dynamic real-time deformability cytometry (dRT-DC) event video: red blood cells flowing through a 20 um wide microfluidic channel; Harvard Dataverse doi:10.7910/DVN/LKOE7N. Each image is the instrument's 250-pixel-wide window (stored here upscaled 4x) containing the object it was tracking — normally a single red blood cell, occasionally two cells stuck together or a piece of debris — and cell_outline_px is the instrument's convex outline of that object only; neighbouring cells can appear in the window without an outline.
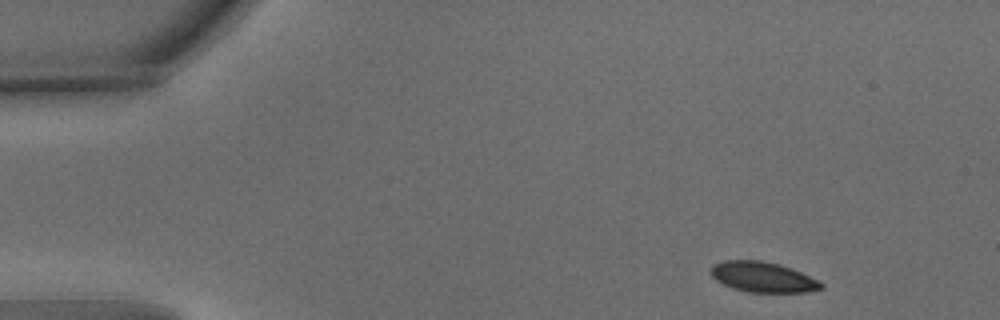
{"species": "common noctule bat (a hibernating species)", "species_latin": "Nyctalus noctula", "temperature_condition": "warm", "stored_images_in_passage": 49, "camera_frame_rate_fps": 3000, "um_per_image_px": 0.085, "animal": {"sex": "male", "body_mass_g": 15.6}, "frame": {"image": 1, "passage_image": 1, "time_ms": 0.0, "image_size_px": [1000, 320], "cell_outline_px": [[824, 288], [808, 292], [748, 292], [732, 288], [716, 280], [712, 276], [712, 268], [716, 264], [724, 260], [760, 260], [792, 268], [824, 284]], "centroid_in_image_um": [64.86, 23.56], "position_along_channel_um": 20.1, "area_um2": 19.19}}
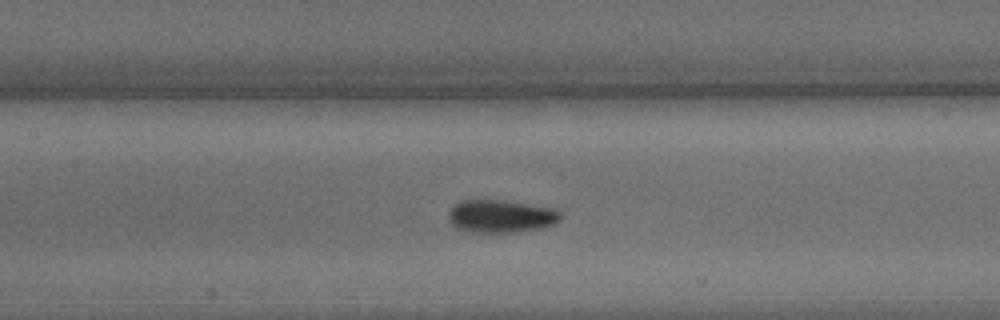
{"frame": {"image": 2, "passage_image": 20, "time_ms": 6.333, "image_size_px": [1000, 320], "cell_outline_px": [[564, 216], [556, 224], [544, 228], [516, 232], [468, 232], [452, 228], [448, 220], [448, 212], [456, 204], [464, 200], [500, 200], [552, 208], [560, 212]], "centroid_in_image_um": [42.57, 18.41], "position_along_channel_um": 164.8, "area_um2": 21.68}}
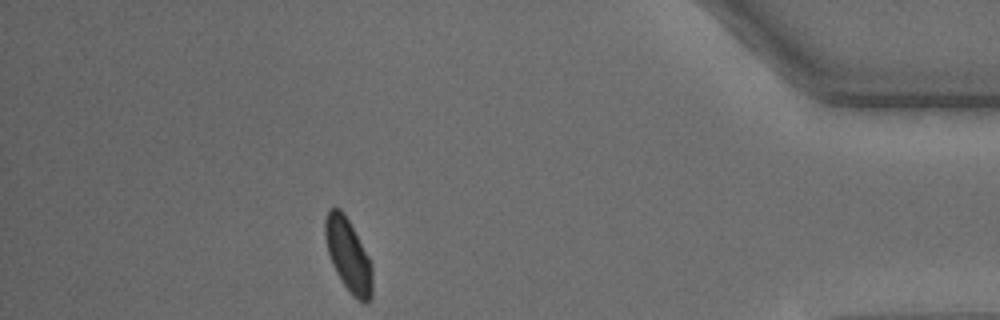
{"frame": {"image": 3, "passage_image": 43, "time_ms": 14.0, "image_size_px": [1000, 320], "cell_outline_px": [[372, 296], [364, 304], [344, 284], [336, 272], [332, 264], [328, 252], [324, 236], [324, 220], [328, 208], [340, 208], [344, 212], [368, 256], [372, 264]], "centroid_in_image_um": [29.58, 21.63], "position_along_channel_um": 405.6, "area_um2": 19.77}, "authors_computed_cell_mechanics": {"area_um2": 20.4034, "velocity_mm_per_s": 3.736, "shape_relaxation_time_tau1_ms": 3.3755, "shape_relaxation_time_tau2_ms": 1.1051, "deformation_change_tau1": 0.1068, "deformation_change_tau2": 0.0435}}